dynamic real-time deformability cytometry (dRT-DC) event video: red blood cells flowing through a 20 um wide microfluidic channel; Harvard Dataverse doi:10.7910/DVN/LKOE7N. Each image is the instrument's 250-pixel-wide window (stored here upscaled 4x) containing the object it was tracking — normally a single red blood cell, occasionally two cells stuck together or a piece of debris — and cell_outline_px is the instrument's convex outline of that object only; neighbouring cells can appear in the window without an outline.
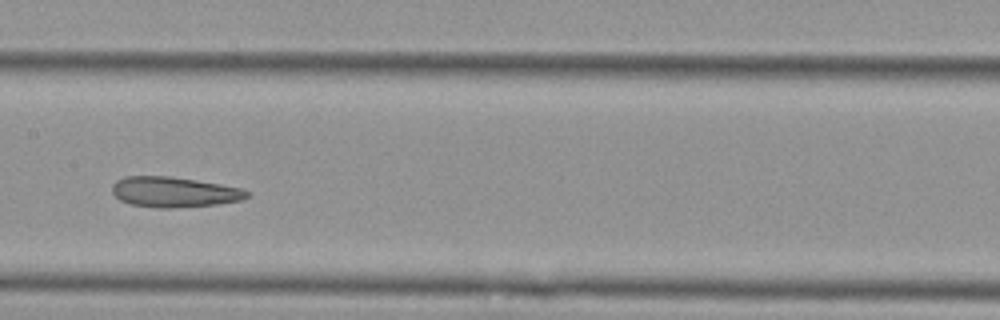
{"species": "Egyptian fruit bat (a non-hibernating species)", "species_latin": "Rousettus aegyptiacus", "temperature_condition": "cold", "stored_images_in_passage": 9, "camera_frame_rate_fps": 3000, "um_per_image_px": 0.085, "animal": {"sex": "female"}, "frame": {"image": 1, "passage_image": 6, "time_ms": 6.0, "image_size_px": [1000, 320], "cell_outline_px": [[252, 196], [240, 200], [216, 204], [168, 208], [156, 208], [132, 204], [120, 200], [112, 192], [112, 184], [116, 180], [124, 176], [168, 176], [196, 180], [244, 188], [252, 192]], "centroid_in_image_um": [14.83, 16.31], "position_along_channel_um": 192.6, "area_um2": 23.93}}
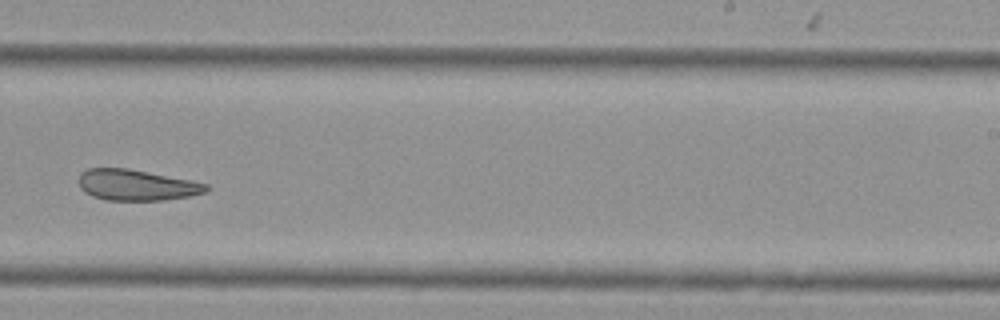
{"frame": {"image": 2, "passage_image": 8, "time_ms": 8.333, "image_size_px": [1000, 320], "cell_outline_px": [[212, 188], [208, 192], [188, 196], [164, 200], [104, 200], [92, 196], [84, 192], [80, 188], [80, 172], [88, 168], [128, 168], [192, 180], [208, 184]], "centroid_in_image_um": [11.63, 15.73], "position_along_channel_um": 277.4, "area_um2": 23.18}}
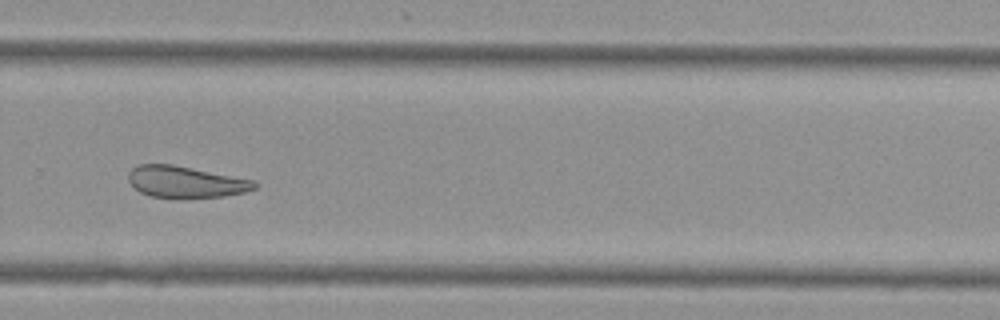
{"frame": {"image": 3, "passage_image": 9, "time_ms": 9.333, "image_size_px": [1000, 320], "cell_outline_px": [[260, 184], [256, 188], [244, 192], [224, 196], [152, 196], [140, 192], [128, 180], [128, 172], [136, 164], [172, 164], [256, 180]], "centroid_in_image_um": [15.81, 15.42], "position_along_channel_um": 314.0, "area_um2": 22.77}}